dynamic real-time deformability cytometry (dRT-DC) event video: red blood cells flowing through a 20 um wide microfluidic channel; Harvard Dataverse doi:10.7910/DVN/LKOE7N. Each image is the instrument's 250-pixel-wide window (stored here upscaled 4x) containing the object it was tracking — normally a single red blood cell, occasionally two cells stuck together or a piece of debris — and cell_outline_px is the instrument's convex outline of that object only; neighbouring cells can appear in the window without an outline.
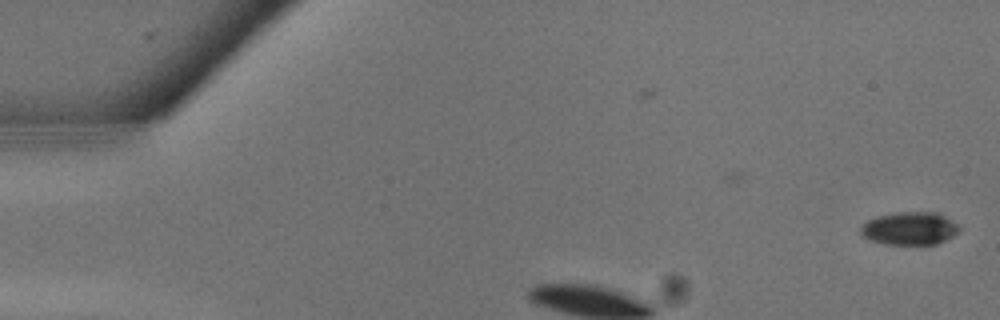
{"species": "common noctule bat (a hibernating species)", "species_latin": "Nyctalus noctula", "temperature_condition": "warm", "stored_images_in_passage": 3, "camera_frame_rate_fps": 3000, "um_per_image_px": 0.085, "animal": {"sex": "male", "body_mass_g": 13.3}, "frame": {"image": 1, "passage_image": 3, "time_ms": 0.667, "image_size_px": [1000, 320], "cell_outline_px": [[960, 232], [936, 244], [884, 244], [868, 240], [860, 236], [860, 228], [868, 220], [876, 216], [896, 212], [940, 212], [956, 224], [960, 228]], "centroid_in_image_um": [77.29, 19.41], "position_along_channel_um": 7.7, "area_um2": 19.07}}